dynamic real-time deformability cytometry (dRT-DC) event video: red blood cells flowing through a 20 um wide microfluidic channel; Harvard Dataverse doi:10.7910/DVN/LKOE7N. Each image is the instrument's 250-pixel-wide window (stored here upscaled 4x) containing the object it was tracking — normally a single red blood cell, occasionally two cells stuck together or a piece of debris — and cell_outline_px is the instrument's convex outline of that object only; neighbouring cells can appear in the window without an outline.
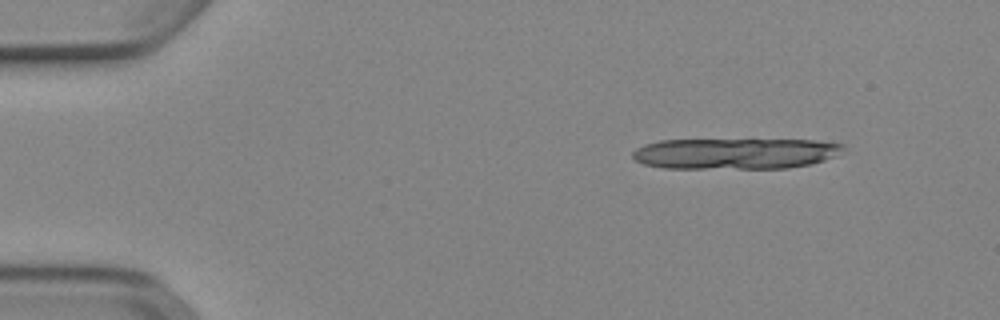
{"species": "Egyptian fruit bat (a non-hibernating species)", "species_latin": "Rousettus aegyptiacus", "temperature_condition": "cold", "stored_images_in_passage": 13, "camera_frame_rate_fps": 3000, "um_per_image_px": 0.085, "animal": {"sex": "female"}, "frame": {"image": 1, "passage_image": 6, "time_ms": 1.667, "image_size_px": [1000, 320], "cell_outline_px": [[844, 148], [832, 156], [824, 160], [808, 164], [788, 168], [664, 168], [644, 164], [636, 160], [632, 156], [632, 152], [636, 148], [644, 144], [660, 140], [812, 140], [844, 144]], "centroid_in_image_um": [62.43, 13.05], "position_along_channel_um": 22.6, "area_um2": 37.69}}